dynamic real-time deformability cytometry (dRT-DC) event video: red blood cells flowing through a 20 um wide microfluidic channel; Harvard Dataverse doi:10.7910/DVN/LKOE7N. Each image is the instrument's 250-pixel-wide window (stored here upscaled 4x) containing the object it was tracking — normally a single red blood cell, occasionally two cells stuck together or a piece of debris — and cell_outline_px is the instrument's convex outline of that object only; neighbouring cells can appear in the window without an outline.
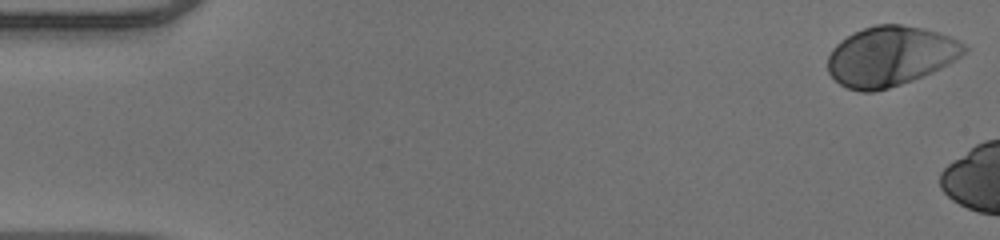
{"species": "human", "species_latin": "Homo sapiens", "temperature_condition": "warm", "stored_images_in_passage": 6, "camera_frame_rate_fps": 3000, "um_per_image_px": 0.085, "donor": {"sex": "male"}, "frame": {"image": 1, "passage_image": 1, "time_ms": 0.0, "image_size_px": [1000, 240], "cell_outline_px": [[968, 52], [948, 64], [932, 72], [912, 80], [888, 88], [872, 92], [860, 92], [848, 88], [840, 84], [828, 72], [828, 56], [832, 48], [840, 40], [864, 28], [876, 24], [900, 24], [920, 28], [936, 32], [948, 36], [964, 44], [968, 48]], "centroid_in_image_um": [75.67, 4.78], "position_along_channel_um": 9.3, "area_um2": 47.22}}